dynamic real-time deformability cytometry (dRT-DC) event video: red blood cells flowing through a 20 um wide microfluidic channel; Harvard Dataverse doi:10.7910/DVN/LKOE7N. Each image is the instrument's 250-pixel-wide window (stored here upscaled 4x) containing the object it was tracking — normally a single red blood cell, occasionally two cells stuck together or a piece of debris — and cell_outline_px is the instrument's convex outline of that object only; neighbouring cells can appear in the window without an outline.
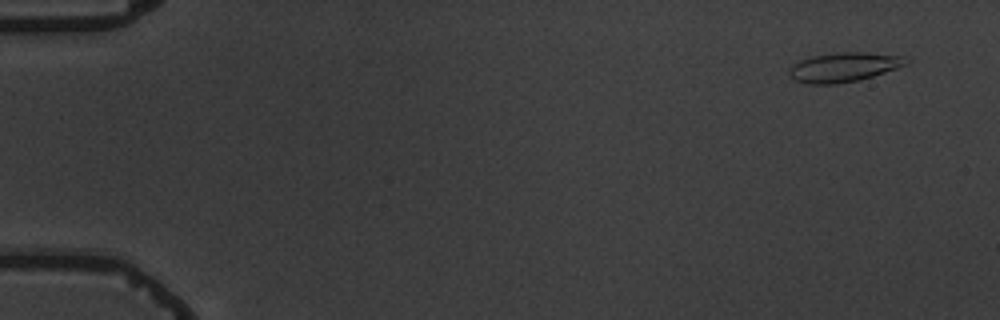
{"species": "common noctule bat (a hibernating species)", "species_latin": "Nyctalus noctula", "temperature_condition": "warm", "stored_images_in_passage": 5, "camera_frame_rate_fps": 3000, "um_per_image_px": 0.085, "animal": {"sex": "male", "body_mass_g": 19.5, "forearm_length_mm": 54.6}, "frame": {"image": 1, "passage_image": 1, "time_ms": 0.0, "image_size_px": [1000, 320], "cell_outline_px": [[908, 64], [860, 80], [836, 84], [808, 84], [796, 80], [788, 76], [788, 68], [792, 64], [800, 60], [812, 56], [836, 52], [868, 52], [904, 56], [908, 60]], "centroid_in_image_um": [71.69, 5.7], "position_along_channel_um": 13.3, "area_um2": 20.17}}